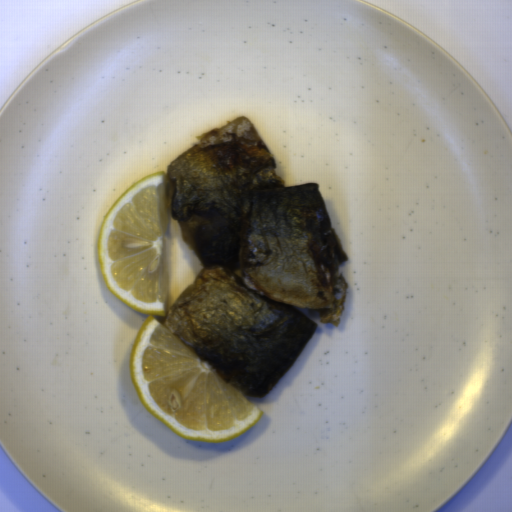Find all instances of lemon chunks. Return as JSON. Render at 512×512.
<instances>
[{
	"mask_svg": "<svg viewBox=\"0 0 512 512\" xmlns=\"http://www.w3.org/2000/svg\"><path fill=\"white\" fill-rule=\"evenodd\" d=\"M167 172L129 187L100 222L97 247L106 289L147 315L131 350L133 387L147 411L184 439L230 442L263 411L155 317L167 313L164 235Z\"/></svg>",
	"mask_w": 512,
	"mask_h": 512,
	"instance_id": "1",
	"label": "lemon chunks"
}]
</instances>
